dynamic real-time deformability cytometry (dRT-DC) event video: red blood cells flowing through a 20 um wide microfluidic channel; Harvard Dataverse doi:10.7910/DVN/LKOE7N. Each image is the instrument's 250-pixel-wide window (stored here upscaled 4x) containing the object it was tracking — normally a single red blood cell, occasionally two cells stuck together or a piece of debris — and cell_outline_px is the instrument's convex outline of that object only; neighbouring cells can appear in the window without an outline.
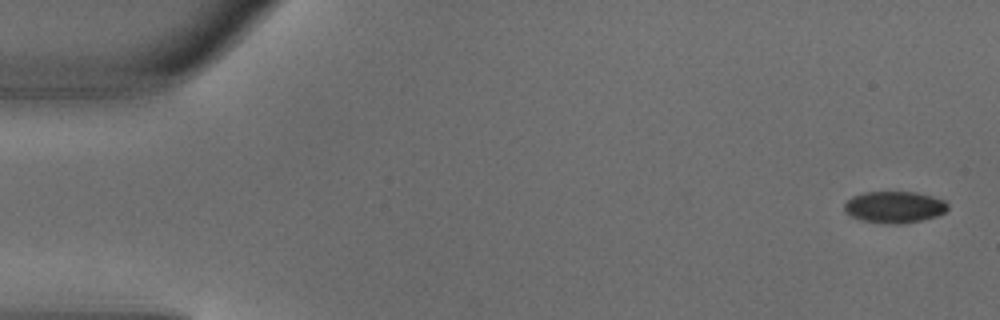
{"species": "common noctule bat (a hibernating species)", "species_latin": "Nyctalus noctula", "temperature_condition": "warm", "stored_images_in_passage": 4, "camera_frame_rate_fps": 3000, "um_per_image_px": 0.085, "animal": {"sex": "male", "body_mass_g": 18.8}, "frame": {"image": 1, "passage_image": 1, "time_ms": 0.0, "image_size_px": [1000, 320], "cell_outline_px": [[948, 208], [944, 212], [936, 216], [904, 224], [892, 224], [864, 220], [852, 216], [844, 208], [844, 204], [852, 196], [864, 192], [916, 192], [932, 196], [944, 200], [948, 204]], "centroid_in_image_um": [76.05, 17.59], "position_along_channel_um": 9.0, "area_um2": 18.84}}
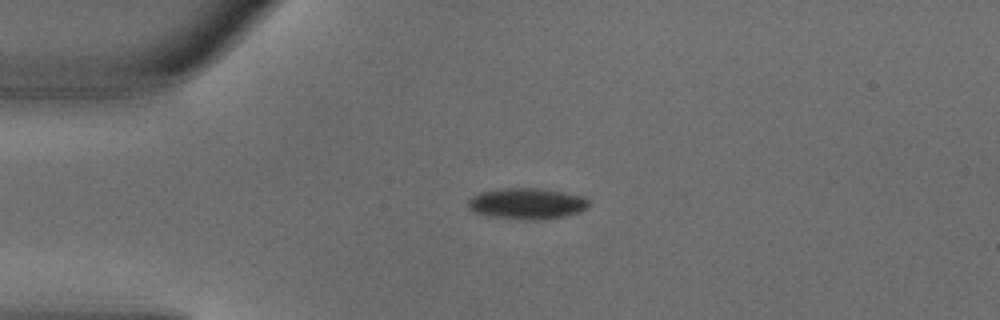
{"frame": {"image": 2, "passage_image": 4, "time_ms": 1.0, "image_size_px": [1000, 320], "cell_outline_px": [[588, 208], [580, 212], [564, 216], [536, 220], [488, 216], [476, 212], [468, 208], [468, 200], [472, 196], [480, 192], [500, 188], [536, 188], [560, 192], [580, 196], [588, 200]], "centroid_in_image_um": [44.75, 17.3], "position_along_channel_um": 40.2, "area_um2": 21.56}}